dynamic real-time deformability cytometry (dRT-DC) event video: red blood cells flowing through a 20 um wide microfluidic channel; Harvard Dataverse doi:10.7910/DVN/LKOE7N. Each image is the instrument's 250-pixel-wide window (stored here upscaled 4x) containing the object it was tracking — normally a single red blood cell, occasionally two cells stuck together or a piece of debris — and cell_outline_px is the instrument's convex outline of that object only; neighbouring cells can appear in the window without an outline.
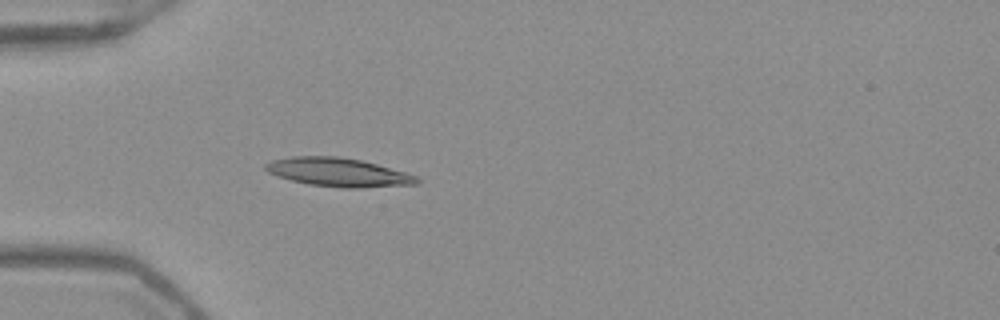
{"species": "Egyptian fruit bat (a non-hibernating species)", "species_latin": "Rousettus aegyptiacus", "temperature_condition": "warm", "stored_images_in_passage": 49, "camera_frame_rate_fps": 3000, "um_per_image_px": 0.085, "frame": {"image": 1, "passage_image": 13, "time_ms": 4.0, "image_size_px": [1000, 320], "cell_outline_px": [[420, 180], [416, 184], [360, 188], [340, 188], [308, 184], [292, 180], [268, 172], [264, 168], [264, 164], [272, 160], [292, 156], [336, 156], [360, 160], [376, 164], [404, 172], [416, 176]], "centroid_in_image_um": [28.73, 14.64], "position_along_channel_um": 56.3, "area_um2": 25.03}}
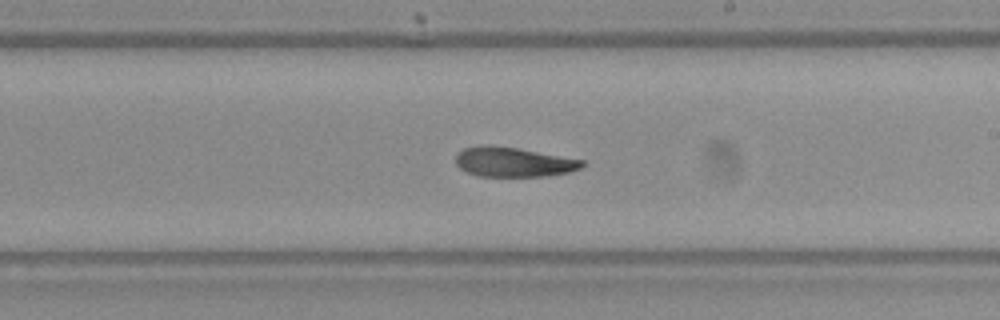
{"frame": {"image": 2, "passage_image": 28, "time_ms": 9.0, "image_size_px": [1000, 320], "cell_outline_px": [[584, 164], [580, 168], [568, 172], [548, 176], [480, 176], [468, 172], [460, 168], [456, 164], [456, 156], [464, 148], [484, 144], [516, 148], [584, 160]], "centroid_in_image_um": [43.63, 13.77], "position_along_channel_um": 245.4, "area_um2": 21.56}}
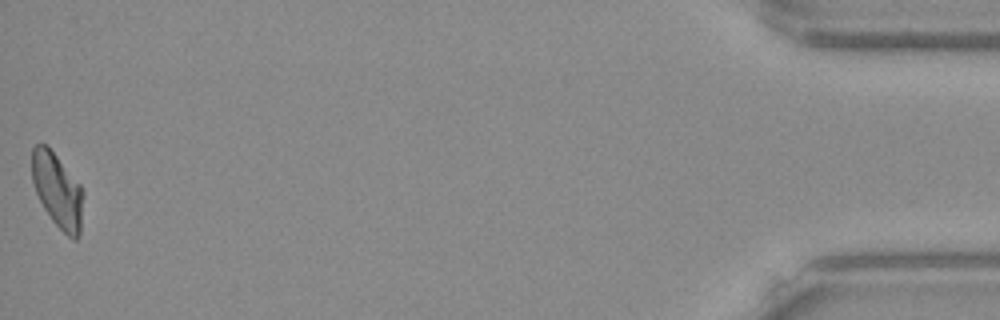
{"frame": {"image": 3, "passage_image": 49, "time_ms": 16.0, "image_size_px": [1000, 320], "cell_outline_px": [[84, 192], [80, 232], [76, 240], [72, 240], [52, 220], [44, 208], [36, 192], [32, 180], [32, 148], [36, 144], [44, 144], [56, 156], [80, 184]], "centroid_in_image_um": [4.9, 16.21], "position_along_channel_um": 430.3, "area_um2": 21.96}, "authors_computed_cell_mechanics": {"area_um2": 22.8888, "velocity_mm_per_s": 3.94, "shape_relaxation_time_tau1_ms": 10.0807, "shape_relaxation_time_tau2_ms": 4.6521, "deformation_change_tau1": 0.2878, "deformation_change_tau2": 0.1292}}